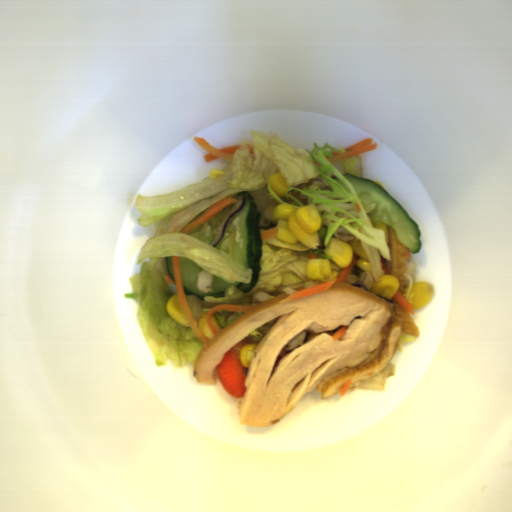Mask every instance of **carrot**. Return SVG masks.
Masks as SVG:
<instances>
[{
  "instance_id": "obj_11",
  "label": "carrot",
  "mask_w": 512,
  "mask_h": 512,
  "mask_svg": "<svg viewBox=\"0 0 512 512\" xmlns=\"http://www.w3.org/2000/svg\"><path fill=\"white\" fill-rule=\"evenodd\" d=\"M347 326H342L338 330H336L332 336L333 341H338L341 337H343L346 334V329H348Z\"/></svg>"
},
{
  "instance_id": "obj_1",
  "label": "carrot",
  "mask_w": 512,
  "mask_h": 512,
  "mask_svg": "<svg viewBox=\"0 0 512 512\" xmlns=\"http://www.w3.org/2000/svg\"><path fill=\"white\" fill-rule=\"evenodd\" d=\"M247 344L251 342L244 339L229 348L214 369L225 391L237 401L245 396L248 389L245 385L247 367L243 366L240 358L241 350Z\"/></svg>"
},
{
  "instance_id": "obj_13",
  "label": "carrot",
  "mask_w": 512,
  "mask_h": 512,
  "mask_svg": "<svg viewBox=\"0 0 512 512\" xmlns=\"http://www.w3.org/2000/svg\"><path fill=\"white\" fill-rule=\"evenodd\" d=\"M379 260H380V264H381V267H382V269H383L384 274H386V275H391V273L389 272L388 268H387V267H386V265H385V261L383 260V258H382V256H381V254H380V256H379ZM391 276H392V275H391Z\"/></svg>"
},
{
  "instance_id": "obj_10",
  "label": "carrot",
  "mask_w": 512,
  "mask_h": 512,
  "mask_svg": "<svg viewBox=\"0 0 512 512\" xmlns=\"http://www.w3.org/2000/svg\"><path fill=\"white\" fill-rule=\"evenodd\" d=\"M236 233H237V226L235 225L232 229V233H231V237H230V241H229V246H228V255H229V259L231 260L232 259V256H233V252H232V246H233V242L235 240V237H236Z\"/></svg>"
},
{
  "instance_id": "obj_9",
  "label": "carrot",
  "mask_w": 512,
  "mask_h": 512,
  "mask_svg": "<svg viewBox=\"0 0 512 512\" xmlns=\"http://www.w3.org/2000/svg\"><path fill=\"white\" fill-rule=\"evenodd\" d=\"M277 232H278V227L277 228H268L262 232H260V236H261V241L262 240H267V239H274V238H277Z\"/></svg>"
},
{
  "instance_id": "obj_14",
  "label": "carrot",
  "mask_w": 512,
  "mask_h": 512,
  "mask_svg": "<svg viewBox=\"0 0 512 512\" xmlns=\"http://www.w3.org/2000/svg\"><path fill=\"white\" fill-rule=\"evenodd\" d=\"M405 247H406V246H405ZM410 251H411V250H410V249H408V248L406 247V251H405V258H407V259H411Z\"/></svg>"
},
{
  "instance_id": "obj_5",
  "label": "carrot",
  "mask_w": 512,
  "mask_h": 512,
  "mask_svg": "<svg viewBox=\"0 0 512 512\" xmlns=\"http://www.w3.org/2000/svg\"><path fill=\"white\" fill-rule=\"evenodd\" d=\"M192 139L194 140V142L196 144H198L200 147H202L207 152V154L204 155V160L207 163L211 162V161H213V160H215L217 158H222V159H226V160L232 161L235 153L242 146V145H238L237 144V145H232V146H227V147H224V148H221V149H217L214 146L210 145L203 138H199V137L193 136Z\"/></svg>"
},
{
  "instance_id": "obj_7",
  "label": "carrot",
  "mask_w": 512,
  "mask_h": 512,
  "mask_svg": "<svg viewBox=\"0 0 512 512\" xmlns=\"http://www.w3.org/2000/svg\"><path fill=\"white\" fill-rule=\"evenodd\" d=\"M254 307H255V305H248V304H235V303L216 304L214 307H212L207 312V316H206L207 325H208L210 331L212 332V334L215 336L219 332L212 322V315L214 312H216V311H233V312L246 313Z\"/></svg>"
},
{
  "instance_id": "obj_12",
  "label": "carrot",
  "mask_w": 512,
  "mask_h": 512,
  "mask_svg": "<svg viewBox=\"0 0 512 512\" xmlns=\"http://www.w3.org/2000/svg\"><path fill=\"white\" fill-rule=\"evenodd\" d=\"M352 382H353V381H352L351 379H350V380H347V381L344 383V385L342 386V388L340 389V391H339V395H341V396H342V395L346 394V392H347L348 388L350 387V385L352 384Z\"/></svg>"
},
{
  "instance_id": "obj_4",
  "label": "carrot",
  "mask_w": 512,
  "mask_h": 512,
  "mask_svg": "<svg viewBox=\"0 0 512 512\" xmlns=\"http://www.w3.org/2000/svg\"><path fill=\"white\" fill-rule=\"evenodd\" d=\"M237 202L238 201L236 198L225 196L224 198H222L215 204L208 207L207 210L200 217H198L194 221L187 224L185 227H183L181 229L180 232H182L184 234V233H187V232L201 226L202 224L206 223L207 221H209L210 219L215 217L217 214H219L226 207H228L234 203H237Z\"/></svg>"
},
{
  "instance_id": "obj_3",
  "label": "carrot",
  "mask_w": 512,
  "mask_h": 512,
  "mask_svg": "<svg viewBox=\"0 0 512 512\" xmlns=\"http://www.w3.org/2000/svg\"><path fill=\"white\" fill-rule=\"evenodd\" d=\"M357 260V254L353 253L352 261L349 264L347 268L341 271V273L338 275L337 278L330 280V281H323L321 284L314 286L312 288H302L298 291L292 292L288 297L285 299H281L279 303H285L297 299H301L304 297H308L311 295L318 294L320 292H323L325 290H328L333 286L334 283H344L348 277V275L351 273L353 266Z\"/></svg>"
},
{
  "instance_id": "obj_8",
  "label": "carrot",
  "mask_w": 512,
  "mask_h": 512,
  "mask_svg": "<svg viewBox=\"0 0 512 512\" xmlns=\"http://www.w3.org/2000/svg\"><path fill=\"white\" fill-rule=\"evenodd\" d=\"M393 298L408 312L412 313L414 315V307L411 305L410 302H408L403 293L399 291L396 292V294L393 296Z\"/></svg>"
},
{
  "instance_id": "obj_6",
  "label": "carrot",
  "mask_w": 512,
  "mask_h": 512,
  "mask_svg": "<svg viewBox=\"0 0 512 512\" xmlns=\"http://www.w3.org/2000/svg\"><path fill=\"white\" fill-rule=\"evenodd\" d=\"M373 141H374L373 137L362 139V140L358 141L357 143L344 148L345 152L343 154H340V153H337L334 151L333 158H330L327 155H324V156L331 164L335 163L337 161L343 160V159L355 157L362 153H365L367 151L374 150L375 148H377V146H378L377 142H375V141L373 142Z\"/></svg>"
},
{
  "instance_id": "obj_2",
  "label": "carrot",
  "mask_w": 512,
  "mask_h": 512,
  "mask_svg": "<svg viewBox=\"0 0 512 512\" xmlns=\"http://www.w3.org/2000/svg\"><path fill=\"white\" fill-rule=\"evenodd\" d=\"M171 264L173 270V276L167 274L164 276V279L169 284L175 286L176 294L183 312V315L191 328L192 332L196 335V337L202 341L204 344L210 339L206 337L201 330L199 329L195 317L189 307L188 299L183 287V273L180 266V256H171Z\"/></svg>"
}]
</instances>
